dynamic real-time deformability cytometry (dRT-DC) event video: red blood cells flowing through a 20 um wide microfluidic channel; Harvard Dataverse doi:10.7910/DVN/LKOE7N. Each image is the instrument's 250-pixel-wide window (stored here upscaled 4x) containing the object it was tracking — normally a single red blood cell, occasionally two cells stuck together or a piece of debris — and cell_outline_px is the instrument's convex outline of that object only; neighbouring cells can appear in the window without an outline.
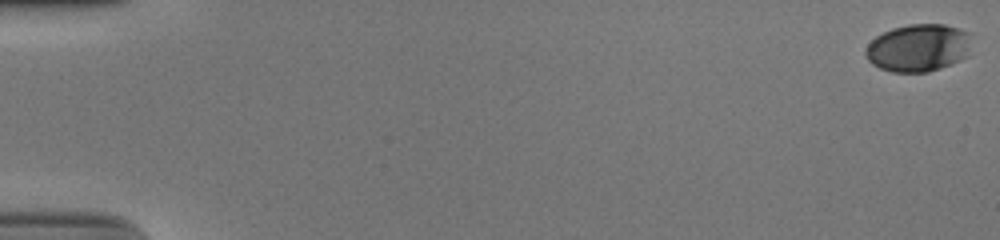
{"species": "human", "species_latin": "Homo sapiens", "temperature_condition": "cold", "stored_images_in_passage": 54, "camera_frame_rate_fps": 3000, "um_per_image_px": 0.085, "donor": {"sex": "male"}, "frame": {"image": 1, "passage_image": 1, "time_ms": 0.0, "image_size_px": [1000, 240], "cell_outline_px": [[968, 56], [952, 64], [928, 72], [892, 72], [880, 68], [872, 64], [868, 60], [864, 52], [868, 44], [876, 36], [892, 28], [908, 24], [944, 24], [968, 32]], "centroid_in_image_um": [78.02, 4.07], "position_along_channel_um": 7.0, "area_um2": 29.25}}
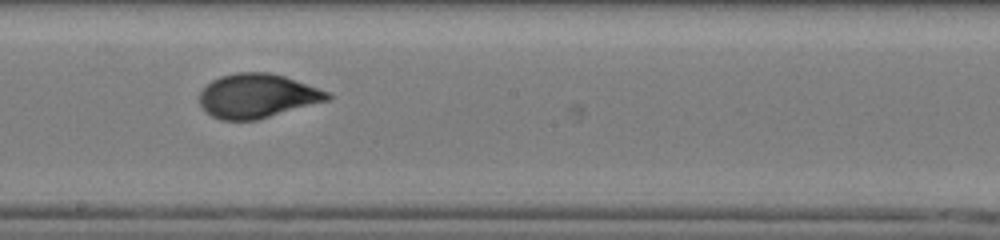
{"frame": {"image": 2, "passage_image": 32, "time_ms": 10.333, "image_size_px": [1000, 240], "cell_outline_px": [[332, 96], [328, 100], [256, 120], [220, 120], [212, 116], [200, 104], [200, 92], [212, 80], [220, 76], [236, 72], [268, 72], [284, 76], [328, 92]], "centroid_in_image_um": [21.84, 8.15], "position_along_channel_um": 226.4, "area_um2": 32.48}}
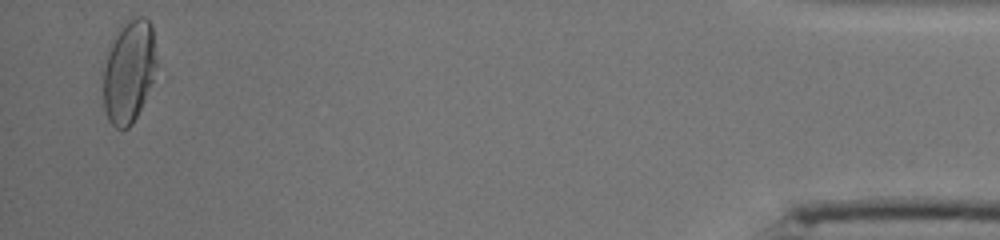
{"frame": {"image": 3, "passage_image": 53, "time_ms": 17.333, "image_size_px": [1000, 240], "cell_outline_px": [[156, 68], [152, 80], [144, 100], [132, 124], [128, 128], [116, 128], [108, 120], [104, 108], [104, 68], [108, 52], [116, 36], [124, 24], [128, 20], [136, 16], [144, 16], [152, 24], [156, 56]], "centroid_in_image_um": [10.97, 6.07], "position_along_channel_um": 424.2, "area_um2": 31.33}, "authors_computed_cell_mechanics": {"area_um2": 32.079, "velocity_mm_per_s": 3.9043, "shape_relaxation_time_tau1_ms": 5.2258, "shape_relaxation_time_tau2_ms": 0.6972, "deformation_change_tau1": 0.18, "deformation_change_tau2": 0.0513}}